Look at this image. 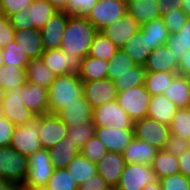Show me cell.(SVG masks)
<instances>
[{"mask_svg":"<svg viewBox=\"0 0 190 190\" xmlns=\"http://www.w3.org/2000/svg\"><path fill=\"white\" fill-rule=\"evenodd\" d=\"M97 29L84 17L70 16L63 32L62 49L65 55L86 58Z\"/></svg>","mask_w":190,"mask_h":190,"instance_id":"obj_1","label":"cell"},{"mask_svg":"<svg viewBox=\"0 0 190 190\" xmlns=\"http://www.w3.org/2000/svg\"><path fill=\"white\" fill-rule=\"evenodd\" d=\"M47 89L50 114H57L67 105L79 102L83 97V82L79 75L74 73L56 76Z\"/></svg>","mask_w":190,"mask_h":190,"instance_id":"obj_2","label":"cell"},{"mask_svg":"<svg viewBox=\"0 0 190 190\" xmlns=\"http://www.w3.org/2000/svg\"><path fill=\"white\" fill-rule=\"evenodd\" d=\"M28 157L15 151L11 146L0 147V178L22 186L27 178Z\"/></svg>","mask_w":190,"mask_h":190,"instance_id":"obj_3","label":"cell"},{"mask_svg":"<svg viewBox=\"0 0 190 190\" xmlns=\"http://www.w3.org/2000/svg\"><path fill=\"white\" fill-rule=\"evenodd\" d=\"M38 131L39 115H36L24 125L15 126L10 146L23 156H31L42 148Z\"/></svg>","mask_w":190,"mask_h":190,"instance_id":"obj_4","label":"cell"},{"mask_svg":"<svg viewBox=\"0 0 190 190\" xmlns=\"http://www.w3.org/2000/svg\"><path fill=\"white\" fill-rule=\"evenodd\" d=\"M54 169L48 150L45 148L37 150L28 157V173L23 186L28 188L46 187Z\"/></svg>","mask_w":190,"mask_h":190,"instance_id":"obj_5","label":"cell"},{"mask_svg":"<svg viewBox=\"0 0 190 190\" xmlns=\"http://www.w3.org/2000/svg\"><path fill=\"white\" fill-rule=\"evenodd\" d=\"M151 95L144 85L117 92L116 101L133 121L147 117Z\"/></svg>","mask_w":190,"mask_h":190,"instance_id":"obj_6","label":"cell"},{"mask_svg":"<svg viewBox=\"0 0 190 190\" xmlns=\"http://www.w3.org/2000/svg\"><path fill=\"white\" fill-rule=\"evenodd\" d=\"M133 133L135 138L144 140L158 150H163L171 134L169 125L149 117L134 121Z\"/></svg>","mask_w":190,"mask_h":190,"instance_id":"obj_7","label":"cell"},{"mask_svg":"<svg viewBox=\"0 0 190 190\" xmlns=\"http://www.w3.org/2000/svg\"><path fill=\"white\" fill-rule=\"evenodd\" d=\"M126 9V1L98 0L86 19L92 23L97 31H101L121 19L127 13Z\"/></svg>","mask_w":190,"mask_h":190,"instance_id":"obj_8","label":"cell"},{"mask_svg":"<svg viewBox=\"0 0 190 190\" xmlns=\"http://www.w3.org/2000/svg\"><path fill=\"white\" fill-rule=\"evenodd\" d=\"M133 123L134 121L116 100L107 102L93 109V124L95 127L133 129Z\"/></svg>","mask_w":190,"mask_h":190,"instance_id":"obj_9","label":"cell"},{"mask_svg":"<svg viewBox=\"0 0 190 190\" xmlns=\"http://www.w3.org/2000/svg\"><path fill=\"white\" fill-rule=\"evenodd\" d=\"M158 179L151 165L126 163L115 190H142Z\"/></svg>","mask_w":190,"mask_h":190,"instance_id":"obj_10","label":"cell"},{"mask_svg":"<svg viewBox=\"0 0 190 190\" xmlns=\"http://www.w3.org/2000/svg\"><path fill=\"white\" fill-rule=\"evenodd\" d=\"M23 86H17L6 92L1 104V115L9 119L15 126L24 125L36 114L26 107L21 98Z\"/></svg>","mask_w":190,"mask_h":190,"instance_id":"obj_11","label":"cell"},{"mask_svg":"<svg viewBox=\"0 0 190 190\" xmlns=\"http://www.w3.org/2000/svg\"><path fill=\"white\" fill-rule=\"evenodd\" d=\"M41 59L56 76L70 73L79 74L82 68L83 58L75 55H65L62 49L45 50Z\"/></svg>","mask_w":190,"mask_h":190,"instance_id":"obj_12","label":"cell"},{"mask_svg":"<svg viewBox=\"0 0 190 190\" xmlns=\"http://www.w3.org/2000/svg\"><path fill=\"white\" fill-rule=\"evenodd\" d=\"M68 126L56 114L39 115V140L42 148H53L67 136Z\"/></svg>","mask_w":190,"mask_h":190,"instance_id":"obj_13","label":"cell"},{"mask_svg":"<svg viewBox=\"0 0 190 190\" xmlns=\"http://www.w3.org/2000/svg\"><path fill=\"white\" fill-rule=\"evenodd\" d=\"M83 96L94 109L107 102L116 100L117 91L114 83L108 78L83 82Z\"/></svg>","mask_w":190,"mask_h":190,"instance_id":"obj_14","label":"cell"},{"mask_svg":"<svg viewBox=\"0 0 190 190\" xmlns=\"http://www.w3.org/2000/svg\"><path fill=\"white\" fill-rule=\"evenodd\" d=\"M141 25L127 13L113 24L108 25L101 32L119 49L140 30Z\"/></svg>","mask_w":190,"mask_h":190,"instance_id":"obj_15","label":"cell"},{"mask_svg":"<svg viewBox=\"0 0 190 190\" xmlns=\"http://www.w3.org/2000/svg\"><path fill=\"white\" fill-rule=\"evenodd\" d=\"M69 17L70 15L66 12L58 11L45 23V26L40 30L44 51L60 48Z\"/></svg>","mask_w":190,"mask_h":190,"instance_id":"obj_16","label":"cell"},{"mask_svg":"<svg viewBox=\"0 0 190 190\" xmlns=\"http://www.w3.org/2000/svg\"><path fill=\"white\" fill-rule=\"evenodd\" d=\"M95 135L108 151L121 154L134 138L133 129L116 127H96Z\"/></svg>","mask_w":190,"mask_h":190,"instance_id":"obj_17","label":"cell"},{"mask_svg":"<svg viewBox=\"0 0 190 190\" xmlns=\"http://www.w3.org/2000/svg\"><path fill=\"white\" fill-rule=\"evenodd\" d=\"M125 165L126 162L121 153L108 151L96 164V169L97 173L111 188L115 189L120 181Z\"/></svg>","mask_w":190,"mask_h":190,"instance_id":"obj_18","label":"cell"},{"mask_svg":"<svg viewBox=\"0 0 190 190\" xmlns=\"http://www.w3.org/2000/svg\"><path fill=\"white\" fill-rule=\"evenodd\" d=\"M179 61L174 53L164 44L151 51L144 68L146 72H171L178 73Z\"/></svg>","mask_w":190,"mask_h":190,"instance_id":"obj_19","label":"cell"},{"mask_svg":"<svg viewBox=\"0 0 190 190\" xmlns=\"http://www.w3.org/2000/svg\"><path fill=\"white\" fill-rule=\"evenodd\" d=\"M21 98L28 109L36 115L49 113L48 89L33 83L27 82L23 86Z\"/></svg>","mask_w":190,"mask_h":190,"instance_id":"obj_20","label":"cell"},{"mask_svg":"<svg viewBox=\"0 0 190 190\" xmlns=\"http://www.w3.org/2000/svg\"><path fill=\"white\" fill-rule=\"evenodd\" d=\"M56 115L67 126H77L78 124L93 122V108L84 96L79 99V102L67 105Z\"/></svg>","mask_w":190,"mask_h":190,"instance_id":"obj_21","label":"cell"},{"mask_svg":"<svg viewBox=\"0 0 190 190\" xmlns=\"http://www.w3.org/2000/svg\"><path fill=\"white\" fill-rule=\"evenodd\" d=\"M14 41L29 60L41 58L44 52L40 30L37 29H17L15 30Z\"/></svg>","mask_w":190,"mask_h":190,"instance_id":"obj_22","label":"cell"},{"mask_svg":"<svg viewBox=\"0 0 190 190\" xmlns=\"http://www.w3.org/2000/svg\"><path fill=\"white\" fill-rule=\"evenodd\" d=\"M158 149L146 143L144 140L133 138L122 153L126 163H139L151 165Z\"/></svg>","mask_w":190,"mask_h":190,"instance_id":"obj_23","label":"cell"},{"mask_svg":"<svg viewBox=\"0 0 190 190\" xmlns=\"http://www.w3.org/2000/svg\"><path fill=\"white\" fill-rule=\"evenodd\" d=\"M177 109L178 107L164 94L154 95L150 98L147 117L169 125Z\"/></svg>","mask_w":190,"mask_h":190,"instance_id":"obj_24","label":"cell"},{"mask_svg":"<svg viewBox=\"0 0 190 190\" xmlns=\"http://www.w3.org/2000/svg\"><path fill=\"white\" fill-rule=\"evenodd\" d=\"M68 136L61 139L53 148L48 150L49 157L55 169H65L70 162L80 154V150Z\"/></svg>","mask_w":190,"mask_h":190,"instance_id":"obj_25","label":"cell"},{"mask_svg":"<svg viewBox=\"0 0 190 190\" xmlns=\"http://www.w3.org/2000/svg\"><path fill=\"white\" fill-rule=\"evenodd\" d=\"M126 7L127 14L140 25L161 17L156 0H127Z\"/></svg>","mask_w":190,"mask_h":190,"instance_id":"obj_26","label":"cell"},{"mask_svg":"<svg viewBox=\"0 0 190 190\" xmlns=\"http://www.w3.org/2000/svg\"><path fill=\"white\" fill-rule=\"evenodd\" d=\"M164 95L178 108L190 107L189 77L177 74Z\"/></svg>","mask_w":190,"mask_h":190,"instance_id":"obj_27","label":"cell"},{"mask_svg":"<svg viewBox=\"0 0 190 190\" xmlns=\"http://www.w3.org/2000/svg\"><path fill=\"white\" fill-rule=\"evenodd\" d=\"M144 39L148 42L149 49L166 44L170 34L161 17L153 19L140 27Z\"/></svg>","mask_w":190,"mask_h":190,"instance_id":"obj_28","label":"cell"},{"mask_svg":"<svg viewBox=\"0 0 190 190\" xmlns=\"http://www.w3.org/2000/svg\"><path fill=\"white\" fill-rule=\"evenodd\" d=\"M122 50L136 65L144 66L151 54L148 42L144 39L141 29L138 30L122 47Z\"/></svg>","mask_w":190,"mask_h":190,"instance_id":"obj_29","label":"cell"},{"mask_svg":"<svg viewBox=\"0 0 190 190\" xmlns=\"http://www.w3.org/2000/svg\"><path fill=\"white\" fill-rule=\"evenodd\" d=\"M56 75L50 71L41 58L32 59L26 65L27 82L48 88Z\"/></svg>","mask_w":190,"mask_h":190,"instance_id":"obj_30","label":"cell"},{"mask_svg":"<svg viewBox=\"0 0 190 190\" xmlns=\"http://www.w3.org/2000/svg\"><path fill=\"white\" fill-rule=\"evenodd\" d=\"M108 69L109 62L87 56L82 61V68L78 75L82 82L97 81L107 78Z\"/></svg>","mask_w":190,"mask_h":190,"instance_id":"obj_31","label":"cell"},{"mask_svg":"<svg viewBox=\"0 0 190 190\" xmlns=\"http://www.w3.org/2000/svg\"><path fill=\"white\" fill-rule=\"evenodd\" d=\"M151 166L158 180L180 173L178 159L164 150L157 151Z\"/></svg>","mask_w":190,"mask_h":190,"instance_id":"obj_32","label":"cell"},{"mask_svg":"<svg viewBox=\"0 0 190 190\" xmlns=\"http://www.w3.org/2000/svg\"><path fill=\"white\" fill-rule=\"evenodd\" d=\"M67 170L71 173L78 186L97 174L96 164L84 157L81 153L70 162Z\"/></svg>","mask_w":190,"mask_h":190,"instance_id":"obj_33","label":"cell"},{"mask_svg":"<svg viewBox=\"0 0 190 190\" xmlns=\"http://www.w3.org/2000/svg\"><path fill=\"white\" fill-rule=\"evenodd\" d=\"M166 45L174 53L178 61L190 50V16H187L185 24L177 33L169 36Z\"/></svg>","mask_w":190,"mask_h":190,"instance_id":"obj_34","label":"cell"},{"mask_svg":"<svg viewBox=\"0 0 190 190\" xmlns=\"http://www.w3.org/2000/svg\"><path fill=\"white\" fill-rule=\"evenodd\" d=\"M177 74L166 71L146 72L144 86L151 96L164 94Z\"/></svg>","mask_w":190,"mask_h":190,"instance_id":"obj_35","label":"cell"},{"mask_svg":"<svg viewBox=\"0 0 190 190\" xmlns=\"http://www.w3.org/2000/svg\"><path fill=\"white\" fill-rule=\"evenodd\" d=\"M31 21L34 23V29L41 30L45 23L58 10L54 8L47 0H34L28 7Z\"/></svg>","mask_w":190,"mask_h":190,"instance_id":"obj_36","label":"cell"},{"mask_svg":"<svg viewBox=\"0 0 190 190\" xmlns=\"http://www.w3.org/2000/svg\"><path fill=\"white\" fill-rule=\"evenodd\" d=\"M26 67L4 65L0 68V85L7 91L26 83Z\"/></svg>","mask_w":190,"mask_h":190,"instance_id":"obj_37","label":"cell"},{"mask_svg":"<svg viewBox=\"0 0 190 190\" xmlns=\"http://www.w3.org/2000/svg\"><path fill=\"white\" fill-rule=\"evenodd\" d=\"M118 49L101 31H98L93 38L88 56L109 62Z\"/></svg>","mask_w":190,"mask_h":190,"instance_id":"obj_38","label":"cell"},{"mask_svg":"<svg viewBox=\"0 0 190 190\" xmlns=\"http://www.w3.org/2000/svg\"><path fill=\"white\" fill-rule=\"evenodd\" d=\"M146 70L142 65H136L129 72L120 75L113 81L117 92L144 85Z\"/></svg>","mask_w":190,"mask_h":190,"instance_id":"obj_39","label":"cell"},{"mask_svg":"<svg viewBox=\"0 0 190 190\" xmlns=\"http://www.w3.org/2000/svg\"><path fill=\"white\" fill-rule=\"evenodd\" d=\"M134 66L136 64L133 60L122 49H118L116 54L109 60L107 78L114 81L120 75L129 72Z\"/></svg>","mask_w":190,"mask_h":190,"instance_id":"obj_40","label":"cell"},{"mask_svg":"<svg viewBox=\"0 0 190 190\" xmlns=\"http://www.w3.org/2000/svg\"><path fill=\"white\" fill-rule=\"evenodd\" d=\"M171 134L190 141V107L178 108L169 124Z\"/></svg>","mask_w":190,"mask_h":190,"instance_id":"obj_41","label":"cell"},{"mask_svg":"<svg viewBox=\"0 0 190 190\" xmlns=\"http://www.w3.org/2000/svg\"><path fill=\"white\" fill-rule=\"evenodd\" d=\"M96 127L93 122L68 126L67 136L72 139L73 144L81 151L82 147L95 136Z\"/></svg>","mask_w":190,"mask_h":190,"instance_id":"obj_42","label":"cell"},{"mask_svg":"<svg viewBox=\"0 0 190 190\" xmlns=\"http://www.w3.org/2000/svg\"><path fill=\"white\" fill-rule=\"evenodd\" d=\"M45 188L47 190H77L78 184L75 182L67 168L54 169Z\"/></svg>","mask_w":190,"mask_h":190,"instance_id":"obj_43","label":"cell"},{"mask_svg":"<svg viewBox=\"0 0 190 190\" xmlns=\"http://www.w3.org/2000/svg\"><path fill=\"white\" fill-rule=\"evenodd\" d=\"M2 50L5 65L26 67V65L30 61L15 41L10 42L7 46L2 48Z\"/></svg>","mask_w":190,"mask_h":190,"instance_id":"obj_44","label":"cell"},{"mask_svg":"<svg viewBox=\"0 0 190 190\" xmlns=\"http://www.w3.org/2000/svg\"><path fill=\"white\" fill-rule=\"evenodd\" d=\"M107 152L108 150L96 135L86 142L80 151L84 157L95 164H97Z\"/></svg>","mask_w":190,"mask_h":190,"instance_id":"obj_45","label":"cell"},{"mask_svg":"<svg viewBox=\"0 0 190 190\" xmlns=\"http://www.w3.org/2000/svg\"><path fill=\"white\" fill-rule=\"evenodd\" d=\"M98 0H67L66 13L86 18Z\"/></svg>","mask_w":190,"mask_h":190,"instance_id":"obj_46","label":"cell"},{"mask_svg":"<svg viewBox=\"0 0 190 190\" xmlns=\"http://www.w3.org/2000/svg\"><path fill=\"white\" fill-rule=\"evenodd\" d=\"M163 22L169 31V34L177 33L185 24L187 19L186 13L182 9L172 11L171 13L162 17Z\"/></svg>","mask_w":190,"mask_h":190,"instance_id":"obj_47","label":"cell"},{"mask_svg":"<svg viewBox=\"0 0 190 190\" xmlns=\"http://www.w3.org/2000/svg\"><path fill=\"white\" fill-rule=\"evenodd\" d=\"M162 190H190V179L181 173L159 180Z\"/></svg>","mask_w":190,"mask_h":190,"instance_id":"obj_48","label":"cell"},{"mask_svg":"<svg viewBox=\"0 0 190 190\" xmlns=\"http://www.w3.org/2000/svg\"><path fill=\"white\" fill-rule=\"evenodd\" d=\"M190 141L181 136L170 134L168 141L165 143L163 150L171 153L176 158L189 149Z\"/></svg>","mask_w":190,"mask_h":190,"instance_id":"obj_49","label":"cell"},{"mask_svg":"<svg viewBox=\"0 0 190 190\" xmlns=\"http://www.w3.org/2000/svg\"><path fill=\"white\" fill-rule=\"evenodd\" d=\"M15 39V29L13 28L10 19L5 16H0V47L4 48Z\"/></svg>","mask_w":190,"mask_h":190,"instance_id":"obj_50","label":"cell"},{"mask_svg":"<svg viewBox=\"0 0 190 190\" xmlns=\"http://www.w3.org/2000/svg\"><path fill=\"white\" fill-rule=\"evenodd\" d=\"M11 24L15 30L17 29H34V23L31 21L28 8L23 9L9 17Z\"/></svg>","mask_w":190,"mask_h":190,"instance_id":"obj_51","label":"cell"},{"mask_svg":"<svg viewBox=\"0 0 190 190\" xmlns=\"http://www.w3.org/2000/svg\"><path fill=\"white\" fill-rule=\"evenodd\" d=\"M33 1L34 0H1L3 14L9 18L12 14L28 8Z\"/></svg>","mask_w":190,"mask_h":190,"instance_id":"obj_52","label":"cell"},{"mask_svg":"<svg viewBox=\"0 0 190 190\" xmlns=\"http://www.w3.org/2000/svg\"><path fill=\"white\" fill-rule=\"evenodd\" d=\"M15 125L5 116L0 115V147L10 146Z\"/></svg>","mask_w":190,"mask_h":190,"instance_id":"obj_53","label":"cell"},{"mask_svg":"<svg viewBox=\"0 0 190 190\" xmlns=\"http://www.w3.org/2000/svg\"><path fill=\"white\" fill-rule=\"evenodd\" d=\"M111 186L97 173L78 186L77 190H111Z\"/></svg>","mask_w":190,"mask_h":190,"instance_id":"obj_54","label":"cell"},{"mask_svg":"<svg viewBox=\"0 0 190 190\" xmlns=\"http://www.w3.org/2000/svg\"><path fill=\"white\" fill-rule=\"evenodd\" d=\"M156 2L161 18L182 7V0H156Z\"/></svg>","mask_w":190,"mask_h":190,"instance_id":"obj_55","label":"cell"},{"mask_svg":"<svg viewBox=\"0 0 190 190\" xmlns=\"http://www.w3.org/2000/svg\"><path fill=\"white\" fill-rule=\"evenodd\" d=\"M178 159L179 172L190 179V150L182 153Z\"/></svg>","mask_w":190,"mask_h":190,"instance_id":"obj_56","label":"cell"},{"mask_svg":"<svg viewBox=\"0 0 190 190\" xmlns=\"http://www.w3.org/2000/svg\"><path fill=\"white\" fill-rule=\"evenodd\" d=\"M178 75L190 76V50L179 60Z\"/></svg>","mask_w":190,"mask_h":190,"instance_id":"obj_57","label":"cell"},{"mask_svg":"<svg viewBox=\"0 0 190 190\" xmlns=\"http://www.w3.org/2000/svg\"><path fill=\"white\" fill-rule=\"evenodd\" d=\"M58 11L66 12L67 0H47Z\"/></svg>","mask_w":190,"mask_h":190,"instance_id":"obj_58","label":"cell"},{"mask_svg":"<svg viewBox=\"0 0 190 190\" xmlns=\"http://www.w3.org/2000/svg\"><path fill=\"white\" fill-rule=\"evenodd\" d=\"M16 186L4 178H0V190H14Z\"/></svg>","mask_w":190,"mask_h":190,"instance_id":"obj_59","label":"cell"},{"mask_svg":"<svg viewBox=\"0 0 190 190\" xmlns=\"http://www.w3.org/2000/svg\"><path fill=\"white\" fill-rule=\"evenodd\" d=\"M142 190H162L159 180L152 184L146 185Z\"/></svg>","mask_w":190,"mask_h":190,"instance_id":"obj_60","label":"cell"},{"mask_svg":"<svg viewBox=\"0 0 190 190\" xmlns=\"http://www.w3.org/2000/svg\"><path fill=\"white\" fill-rule=\"evenodd\" d=\"M181 9L186 13L187 16H190V0H182Z\"/></svg>","mask_w":190,"mask_h":190,"instance_id":"obj_61","label":"cell"},{"mask_svg":"<svg viewBox=\"0 0 190 190\" xmlns=\"http://www.w3.org/2000/svg\"><path fill=\"white\" fill-rule=\"evenodd\" d=\"M5 64H4V56H3V50H2V48L0 47V68L2 67V66H4Z\"/></svg>","mask_w":190,"mask_h":190,"instance_id":"obj_62","label":"cell"},{"mask_svg":"<svg viewBox=\"0 0 190 190\" xmlns=\"http://www.w3.org/2000/svg\"><path fill=\"white\" fill-rule=\"evenodd\" d=\"M22 190H47L45 187L44 188H28L26 186H19Z\"/></svg>","mask_w":190,"mask_h":190,"instance_id":"obj_63","label":"cell"},{"mask_svg":"<svg viewBox=\"0 0 190 190\" xmlns=\"http://www.w3.org/2000/svg\"><path fill=\"white\" fill-rule=\"evenodd\" d=\"M6 90L0 85V98H4L6 95Z\"/></svg>","mask_w":190,"mask_h":190,"instance_id":"obj_64","label":"cell"},{"mask_svg":"<svg viewBox=\"0 0 190 190\" xmlns=\"http://www.w3.org/2000/svg\"><path fill=\"white\" fill-rule=\"evenodd\" d=\"M1 15H4V14H3V11H2L1 0H0V16Z\"/></svg>","mask_w":190,"mask_h":190,"instance_id":"obj_65","label":"cell"},{"mask_svg":"<svg viewBox=\"0 0 190 190\" xmlns=\"http://www.w3.org/2000/svg\"><path fill=\"white\" fill-rule=\"evenodd\" d=\"M4 98H0V115H1V104Z\"/></svg>","mask_w":190,"mask_h":190,"instance_id":"obj_66","label":"cell"},{"mask_svg":"<svg viewBox=\"0 0 190 190\" xmlns=\"http://www.w3.org/2000/svg\"><path fill=\"white\" fill-rule=\"evenodd\" d=\"M14 190H22L20 187H16Z\"/></svg>","mask_w":190,"mask_h":190,"instance_id":"obj_67","label":"cell"}]
</instances>
